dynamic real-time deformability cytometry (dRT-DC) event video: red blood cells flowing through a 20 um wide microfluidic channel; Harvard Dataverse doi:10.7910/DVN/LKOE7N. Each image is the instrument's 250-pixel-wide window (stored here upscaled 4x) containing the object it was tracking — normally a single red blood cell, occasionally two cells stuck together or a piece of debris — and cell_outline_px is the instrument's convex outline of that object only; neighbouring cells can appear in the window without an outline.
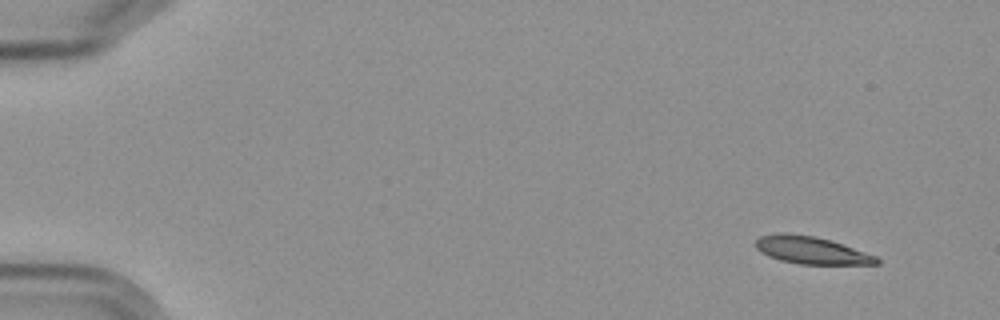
{"species": "Egyptian fruit bat (a non-hibernating species)", "species_latin": "Rousettus aegyptiacus", "temperature_condition": "cold", "stored_images_in_passage": 7, "camera_frame_rate_fps": 3000, "um_per_image_px": 0.085, "frame": {"image": 1, "passage_image": 1, "time_ms": 0.0, "image_size_px": [1000, 320], "cell_outline_px": [[880, 264], [800, 264], [780, 260], [768, 256], [760, 252], [756, 248], [756, 240], [760, 236], [780, 232], [788, 232], [812, 236], [832, 240], [876, 256], [880, 260]], "centroid_in_image_um": [68.95, 21.26], "position_along_channel_um": 16.1, "area_um2": 19.36}}
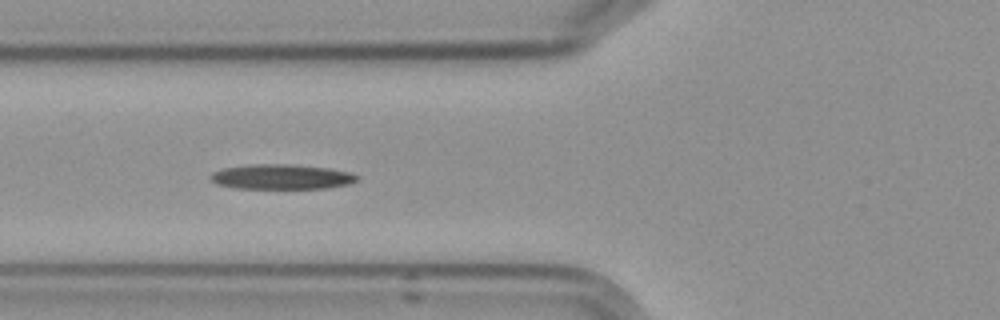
{"frame": {"image": 2, "passage_image": 6, "time_ms": 6.0, "image_size_px": [1000, 320], "cell_outline_px": [[360, 176], [356, 180], [348, 184], [324, 188], [236, 188], [216, 184], [208, 176], [212, 172], [224, 168], [248, 164], [288, 164], [328, 168], [352, 172]], "centroid_in_image_um": [23.91, 15.02], "position_along_channel_um": 101.9, "area_um2": 21.27}}
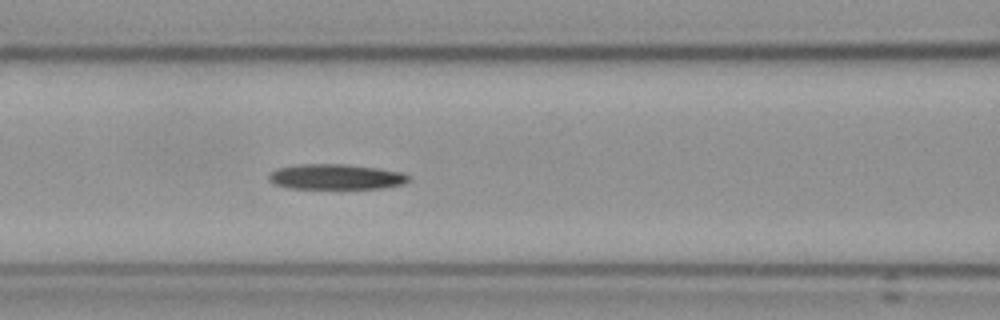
{"frame": {"image": 3, "passage_image": 7, "time_ms": 7.0, "image_size_px": [1000, 320], "cell_outline_px": [[412, 180], [404, 184], [380, 188], [288, 188], [276, 184], [268, 180], [268, 176], [272, 172], [280, 168], [300, 164], [348, 164], [380, 168], [404, 172], [412, 176]], "centroid_in_image_um": [28.66, 15.02], "position_along_channel_um": 137.9, "area_um2": 20.75}}